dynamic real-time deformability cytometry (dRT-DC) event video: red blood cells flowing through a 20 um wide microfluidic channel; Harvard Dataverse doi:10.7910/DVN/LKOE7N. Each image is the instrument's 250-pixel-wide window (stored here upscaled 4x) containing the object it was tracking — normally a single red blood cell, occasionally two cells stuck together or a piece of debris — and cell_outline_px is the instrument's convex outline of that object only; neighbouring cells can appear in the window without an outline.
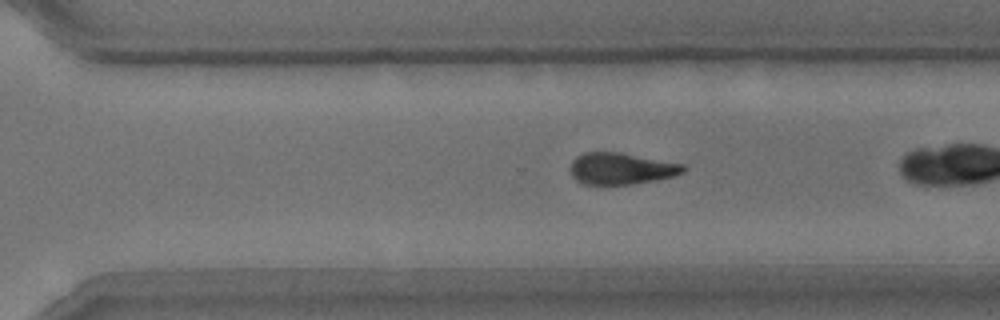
{"species": "common noctule bat (a hibernating species)", "species_latin": "Nyctalus noctula", "temperature_condition": "room temperature", "stored_images_in_passage": 38, "camera_frame_rate_fps": 3000, "um_per_image_px": 0.085, "animal": {"sex": "male", "body_mass_g": 15.6}, "frame": {"image": 1, "passage_image": 33, "time_ms": 10.667, "image_size_px": [1000, 320], "cell_outline_px": [[688, 168], [684, 172], [672, 176], [656, 180], [632, 184], [580, 184], [572, 176], [568, 168], [572, 160], [576, 156], [584, 152], [620, 152], [684, 164]], "centroid_in_image_um": [52.77, 14.32], "position_along_channel_um": 317.8, "area_um2": 21.04}}